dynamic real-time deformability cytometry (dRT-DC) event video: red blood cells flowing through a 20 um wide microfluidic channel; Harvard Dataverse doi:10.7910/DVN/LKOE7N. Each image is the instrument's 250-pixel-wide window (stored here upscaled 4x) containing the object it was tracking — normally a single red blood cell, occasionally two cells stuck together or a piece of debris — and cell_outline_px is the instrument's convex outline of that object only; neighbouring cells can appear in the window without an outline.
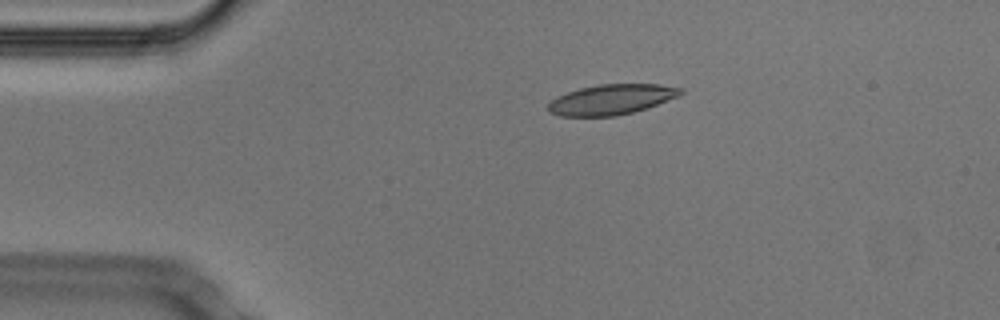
{"species": "Egyptian fruit bat (a non-hibernating species)", "species_latin": "Rousettus aegyptiacus", "temperature_condition": "cold", "stored_images_in_passage": 50, "camera_frame_rate_fps": 3000, "um_per_image_px": 0.085, "animal": {"sex": "male"}, "frame": {"image": 1, "passage_image": 7, "time_ms": 2.0, "image_size_px": [1000, 320], "cell_outline_px": [[684, 92], [680, 96], [648, 108], [616, 116], [560, 116], [548, 112], [548, 104], [552, 100], [568, 92], [580, 88], [600, 84], [660, 84], [684, 88]], "centroid_in_image_um": [52.03, 8.45], "position_along_channel_um": 33.0, "area_um2": 23.41}}
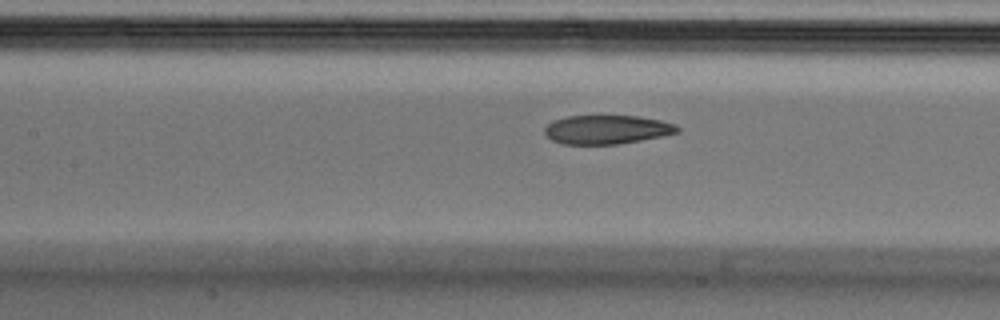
{"frame": {"image": 2, "passage_image": 20, "time_ms": 6.333, "image_size_px": [1000, 320], "cell_outline_px": [[680, 132], [640, 140], [616, 144], [560, 144], [552, 140], [544, 132], [544, 128], [552, 120], [568, 116], [640, 116], [660, 120], [676, 124], [680, 128]], "centroid_in_image_um": [51.57, 11.01], "position_along_channel_um": 155.8, "area_um2": 22.31}}
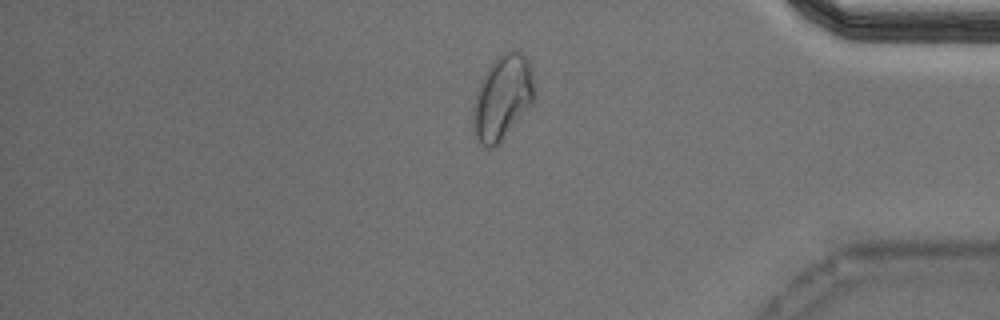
{"frame": {"image": 3, "passage_image": 41, "time_ms": 13.333, "image_size_px": [1000, 320], "cell_outline_px": [[536, 96], [532, 104], [500, 140], [492, 148], [488, 148], [480, 144], [472, 132], [472, 104], [480, 80], [488, 68], [500, 52], [516, 48], [528, 60], [532, 72]], "centroid_in_image_um": [42.68, 8.25], "position_along_channel_um": 392.5, "area_um2": 30.52}, "authors_computed_cell_mechanics": {"area_um2": 24.2471, "velocity_mm_per_s": 3.7403, "shape_relaxation_time_tau1_ms": 7.2769, "shape_relaxation_time_tau2_ms": 2.0843, "deformation_change_tau1": 0.1627, "deformation_change_tau2": 0.0768}}